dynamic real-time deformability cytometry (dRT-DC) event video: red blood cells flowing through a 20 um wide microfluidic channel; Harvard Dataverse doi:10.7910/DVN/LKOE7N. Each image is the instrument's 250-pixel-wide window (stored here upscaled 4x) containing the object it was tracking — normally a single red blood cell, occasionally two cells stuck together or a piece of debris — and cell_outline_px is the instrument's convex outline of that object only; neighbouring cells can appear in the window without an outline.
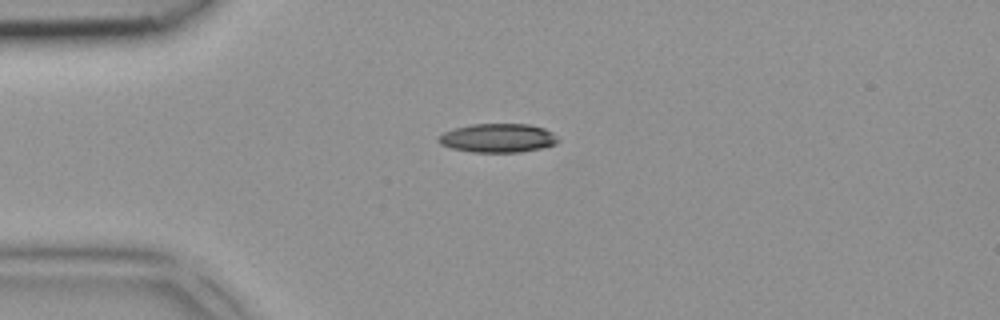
{"species": "common noctule bat (a hibernating species)", "species_latin": "Nyctalus noctula", "temperature_condition": "room temperature", "stored_images_in_passage": 2, "camera_frame_rate_fps": 3000, "um_per_image_px": 0.085, "animal": {"sex": "female", "body_mass_g": 18.4}, "frame": {"image": 1, "passage_image": 1, "time_ms": 0.0, "image_size_px": [1000, 320], "cell_outline_px": [[560, 140], [556, 144], [544, 148], [520, 152], [472, 152], [452, 148], [440, 144], [436, 140], [444, 132], [456, 128], [472, 124], [528, 124], [544, 128], [552, 132]], "centroid_in_image_um": [42.35, 11.74], "position_along_channel_um": 42.6, "area_um2": 20.11}}